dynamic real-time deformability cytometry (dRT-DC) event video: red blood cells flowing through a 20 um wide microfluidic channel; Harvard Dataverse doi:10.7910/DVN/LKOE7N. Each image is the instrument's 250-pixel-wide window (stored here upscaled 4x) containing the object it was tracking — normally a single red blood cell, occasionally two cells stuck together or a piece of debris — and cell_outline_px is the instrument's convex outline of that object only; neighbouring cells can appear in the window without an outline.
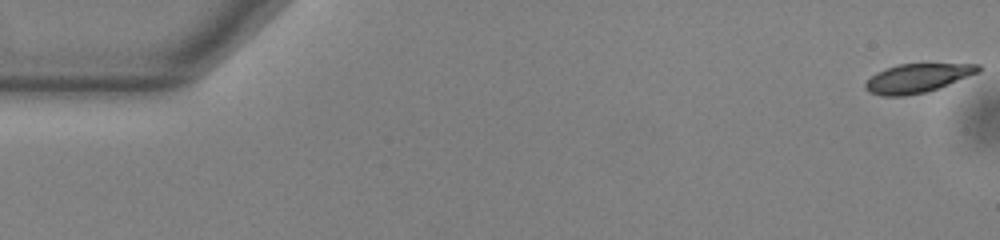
{"species": "common noctule bat (a hibernating species)", "species_latin": "Nyctalus noctula", "temperature_condition": "warm", "stored_images_in_passage": 54, "camera_frame_rate_fps": 3000, "um_per_image_px": 0.085, "animal": {"sex": "male", "body_mass_g": 13.0, "forearm_length_mm": 53.1}, "frame": {"image": 1, "passage_image": 1, "time_ms": 0.0, "image_size_px": [1000, 240], "cell_outline_px": [[980, 72], [940, 88], [924, 92], [904, 96], [880, 96], [868, 92], [864, 88], [864, 84], [876, 72], [900, 64], [980, 64]], "centroid_in_image_um": [77.97, 6.66], "position_along_channel_um": 7.0, "area_um2": 18.96}}
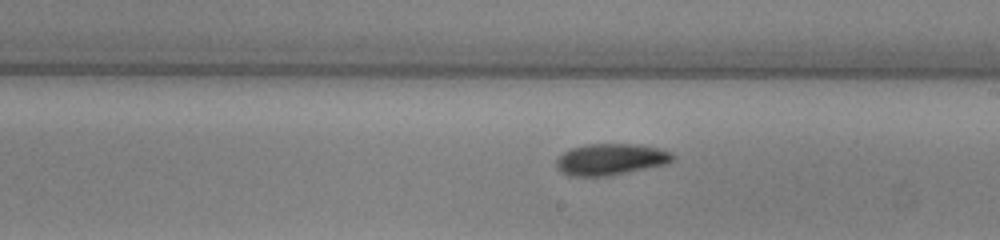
{"frame": {"image": 2, "passage_image": 31, "time_ms": 10.0, "image_size_px": [1000, 240], "cell_outline_px": [[676, 160], [668, 164], [612, 176], [568, 176], [560, 172], [556, 168], [556, 160], [564, 152], [572, 148], [584, 144], [632, 144], [656, 148], [672, 152], [676, 156]], "centroid_in_image_um": [51.93, 13.56], "position_along_channel_um": 237.1, "area_um2": 21.68}}
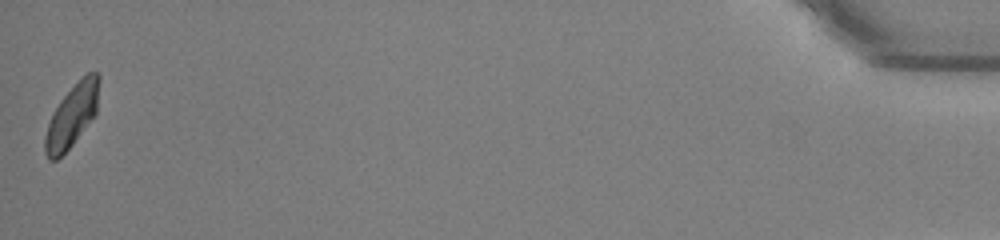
{"frame": {"image": 3, "passage_image": 54, "time_ms": 17.667, "image_size_px": [1000, 240], "cell_outline_px": [[100, 80], [96, 112], [72, 144], [56, 160], [48, 160], [44, 152], [44, 140], [48, 124], [52, 112], [60, 100], [88, 72], [96, 72], [100, 76]], "centroid_in_image_um": [6.1, 9.84], "position_along_channel_um": 429.1, "area_um2": 19.25}, "authors_computed_cell_mechanics": {"area_um2": 20.2878, "velocity_mm_per_s": 3.8063, "shape_relaxation_time_tau1_ms": 3.7431, "shape_relaxation_time_tau2_ms": 10.3247, "deformation_change_tau1": 0.1202, "deformation_change_tau2": 0.1567}}